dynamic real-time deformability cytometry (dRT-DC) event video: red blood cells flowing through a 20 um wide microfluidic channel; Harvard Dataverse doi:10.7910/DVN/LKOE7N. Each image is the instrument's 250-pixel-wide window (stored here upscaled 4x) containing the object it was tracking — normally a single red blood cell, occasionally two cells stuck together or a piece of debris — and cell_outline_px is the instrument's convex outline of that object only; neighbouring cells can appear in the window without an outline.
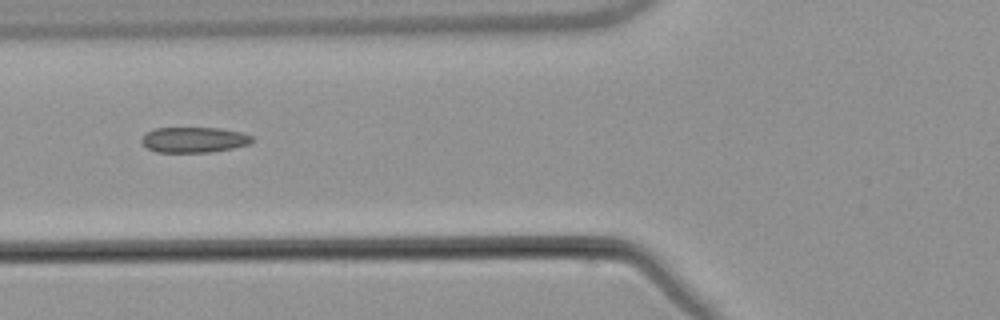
{"species": "common noctule bat (a hibernating species)", "species_latin": "Nyctalus noctula", "temperature_condition": "warm", "stored_images_in_passage": 7, "camera_frame_rate_fps": 3000, "um_per_image_px": 0.085, "animal": {"sex": "male", "body_mass_g": 21.5, "forearm_length_mm": 52.0}, "frame": {"image": 1, "passage_image": 6, "time_ms": 6.0, "image_size_px": [1000, 320], "cell_outline_px": [[252, 140], [248, 144], [232, 148], [212, 152], [156, 152], [148, 148], [140, 140], [148, 132], [156, 128], [220, 128], [244, 132], [252, 136]], "centroid_in_image_um": [16.51, 11.88], "position_along_channel_um": 109.3, "area_um2": 16.3}}